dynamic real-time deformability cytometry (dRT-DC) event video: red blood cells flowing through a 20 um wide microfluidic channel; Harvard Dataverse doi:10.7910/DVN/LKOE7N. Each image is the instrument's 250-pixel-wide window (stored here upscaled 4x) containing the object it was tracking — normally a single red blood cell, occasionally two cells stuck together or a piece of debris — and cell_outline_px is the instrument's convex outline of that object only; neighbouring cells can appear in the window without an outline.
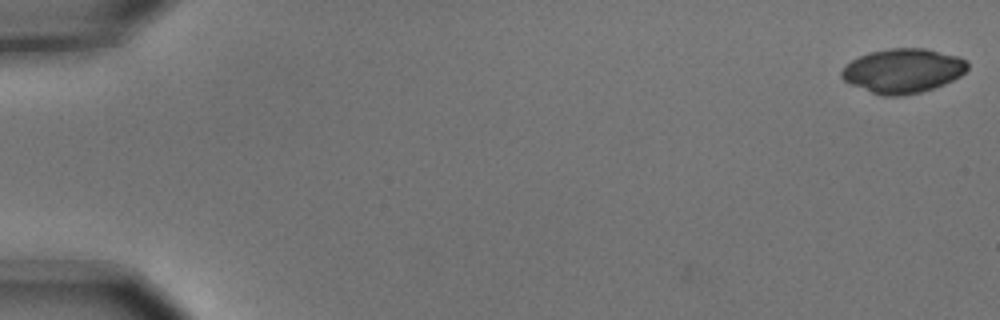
{"species": "common noctule bat (a hibernating species)", "species_latin": "Nyctalus noctula", "temperature_condition": "cold", "stored_images_in_passage": 7, "camera_frame_rate_fps": 3000, "um_per_image_px": 0.085, "animal": {"sex": "male", "body_mass_g": 15.6}, "frame": {"image": 1, "passage_image": 1, "time_ms": 0.0, "image_size_px": [1000, 320], "cell_outline_px": [[968, 68], [960, 76], [944, 84], [920, 92], [900, 96], [880, 96], [852, 84], [844, 80], [840, 76], [840, 72], [852, 60], [868, 52], [888, 48], [924, 48], [960, 56], [968, 60]], "centroid_in_image_um": [76.77, 6.0], "position_along_channel_um": 8.2, "area_um2": 32.54}}